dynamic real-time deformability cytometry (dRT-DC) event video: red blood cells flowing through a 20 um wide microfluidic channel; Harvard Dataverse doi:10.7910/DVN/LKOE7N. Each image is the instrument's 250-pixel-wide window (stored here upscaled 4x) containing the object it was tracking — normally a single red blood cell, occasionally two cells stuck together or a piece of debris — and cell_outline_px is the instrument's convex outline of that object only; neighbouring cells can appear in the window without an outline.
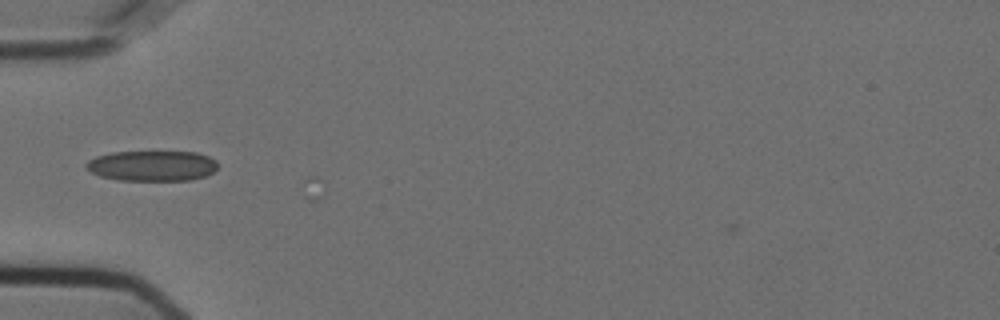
{"species": "Egyptian fruit bat (a non-hibernating species)", "species_latin": "Rousettus aegyptiacus", "temperature_condition": "cold", "stored_images_in_passage": 12, "camera_frame_rate_fps": 3000, "um_per_image_px": 0.085, "animal": {"sex": "female"}, "frame": {"image": 1, "passage_image": 2, "time_ms": 0.333, "image_size_px": [1000, 320], "cell_outline_px": [[216, 168], [212, 172], [204, 176], [192, 180], [120, 180], [100, 176], [92, 172], [84, 164], [88, 160], [96, 156], [112, 152], [196, 152], [208, 156], [216, 160]], "centroid_in_image_um": [12.92, 14.09], "position_along_channel_um": 72.1, "area_um2": 23.18}}
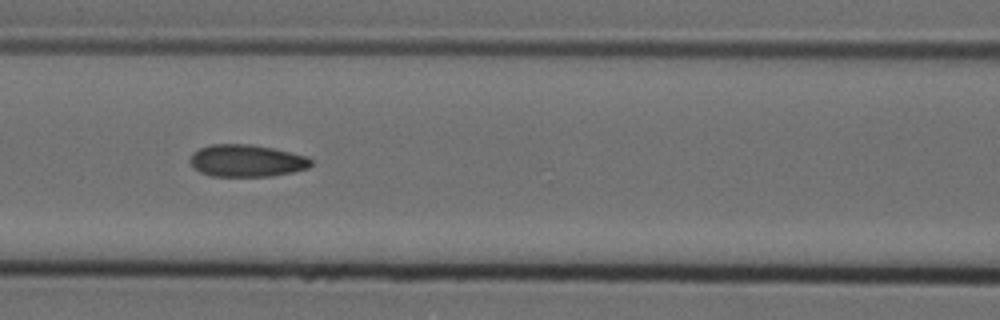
{"frame": {"image": 2, "passage_image": 8, "time_ms": 2.333, "image_size_px": [1000, 320], "cell_outline_px": [[312, 164], [308, 168], [292, 172], [272, 176], [208, 176], [200, 172], [192, 164], [192, 156], [200, 148], [212, 144], [252, 144], [272, 148], [308, 156], [312, 160]], "centroid_in_image_um": [21.02, 13.66], "position_along_channel_um": 145.6, "area_um2": 22.48}}
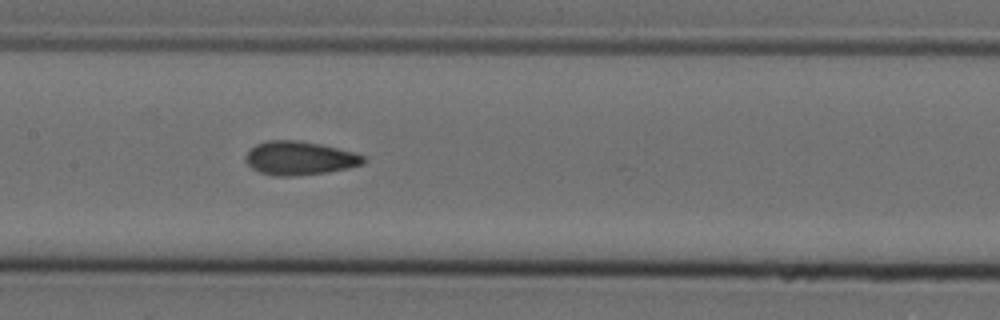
{"frame": {"image": 3, "passage_image": 11, "time_ms": 3.333, "image_size_px": [1000, 320], "cell_outline_px": [[364, 164], [348, 168], [328, 172], [292, 176], [276, 176], [260, 172], [252, 168], [244, 160], [244, 156], [248, 148], [256, 144], [268, 140], [300, 140], [320, 144], [352, 152], [364, 156]], "centroid_in_image_um": [25.4, 13.44], "position_along_channel_um": 182.0, "area_um2": 23.18}}